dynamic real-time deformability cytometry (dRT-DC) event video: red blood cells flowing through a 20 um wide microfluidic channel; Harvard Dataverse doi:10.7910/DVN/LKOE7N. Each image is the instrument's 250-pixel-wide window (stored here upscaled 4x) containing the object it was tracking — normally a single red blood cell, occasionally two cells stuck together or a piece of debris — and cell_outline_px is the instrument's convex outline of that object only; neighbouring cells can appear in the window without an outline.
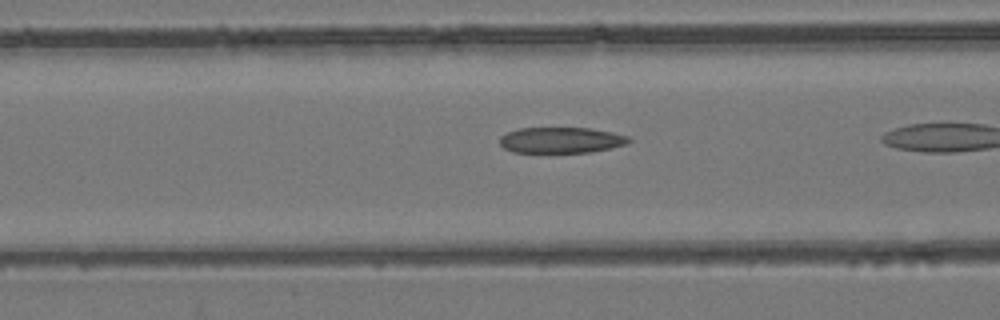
{"species": "common noctule bat (a hibernating species)", "species_latin": "Nyctalus noctula", "temperature_condition": "room temperature", "stored_images_in_passage": 20, "camera_frame_rate_fps": 3000, "um_per_image_px": 0.085, "animal": {"sex": "female", "body_mass_g": 24.6, "forearm_length_mm": 56.2}, "frame": {"image": 1, "passage_image": 12, "time_ms": 3.667, "image_size_px": [1000, 320], "cell_outline_px": [[632, 140], [628, 144], [612, 148], [592, 152], [512, 152], [504, 148], [500, 144], [500, 136], [516, 128], [588, 128], [612, 132], [628, 136]], "centroid_in_image_um": [47.71, 11.91], "position_along_channel_um": 118.9, "area_um2": 19.54}}
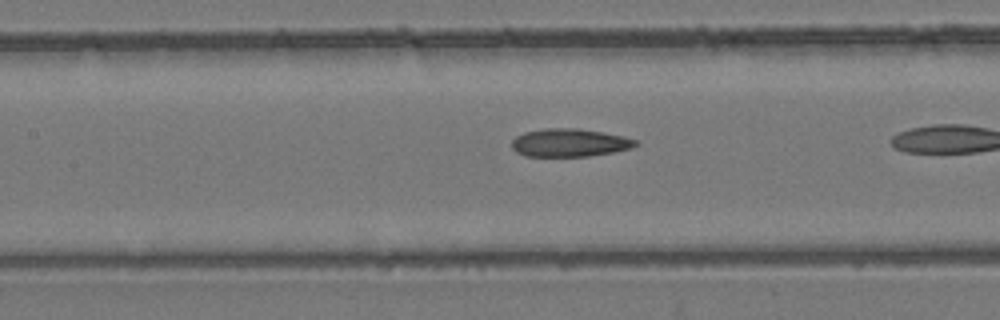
{"frame": {"image": 2, "passage_image": 15, "time_ms": 4.667, "image_size_px": [1000, 320], "cell_outline_px": [[640, 144], [632, 148], [612, 152], [588, 156], [524, 156], [516, 152], [512, 148], [512, 140], [516, 136], [524, 132], [544, 128], [576, 128], [604, 132], [624, 136], [640, 140]], "centroid_in_image_um": [48.44, 12.12], "position_along_channel_um": 159.0, "area_um2": 20.46}}